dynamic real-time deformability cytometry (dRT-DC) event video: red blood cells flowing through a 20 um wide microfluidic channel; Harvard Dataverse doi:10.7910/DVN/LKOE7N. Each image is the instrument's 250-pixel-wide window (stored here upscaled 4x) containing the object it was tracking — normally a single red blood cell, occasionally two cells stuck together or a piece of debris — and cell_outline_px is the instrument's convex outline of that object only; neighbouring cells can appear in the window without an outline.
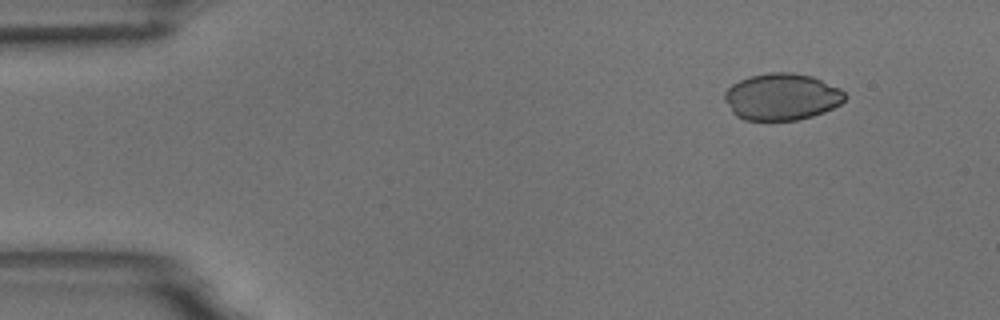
{"species": "common noctule bat (a hibernating species)", "species_latin": "Nyctalus noctula", "temperature_condition": "room temperature", "stored_images_in_passage": 3, "camera_frame_rate_fps": 3000, "um_per_image_px": 0.085, "animal": {"sex": "male", "body_mass_g": 18.8}, "frame": {"image": 1, "passage_image": 3, "time_ms": 3.0, "image_size_px": [1000, 320], "cell_outline_px": [[848, 96], [840, 104], [824, 112], [812, 116], [796, 120], [744, 120], [736, 116], [732, 112], [724, 100], [724, 92], [732, 84], [740, 80], [752, 76], [768, 72], [792, 72], [812, 76], [840, 88]], "centroid_in_image_um": [66.45, 8.22], "position_along_channel_um": 18.6, "area_um2": 32.89}}